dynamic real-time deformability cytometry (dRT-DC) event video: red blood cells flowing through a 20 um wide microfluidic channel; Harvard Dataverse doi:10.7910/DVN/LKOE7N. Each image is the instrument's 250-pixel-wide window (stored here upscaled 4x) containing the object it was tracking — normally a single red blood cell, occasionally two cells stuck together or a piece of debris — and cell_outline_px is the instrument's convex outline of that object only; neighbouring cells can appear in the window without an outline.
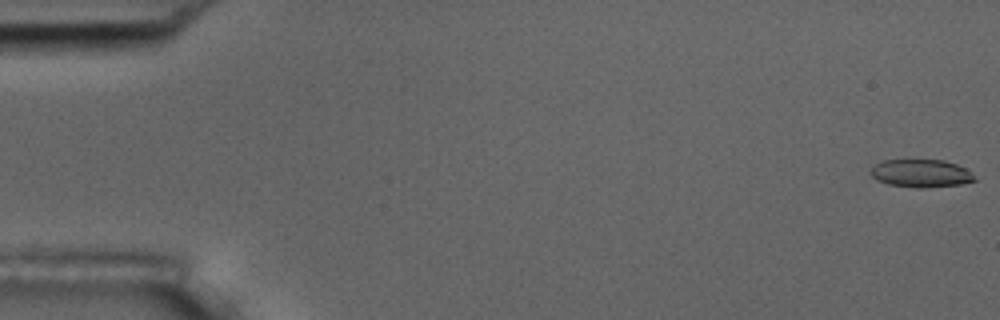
{"species": "common noctule bat (a hibernating species)", "species_latin": "Nyctalus noctula", "temperature_condition": "room temperature", "stored_images_in_passage": 3, "camera_frame_rate_fps": 3000, "um_per_image_px": 0.085, "animal": {"sex": "male", "body_mass_g": 17.5, "forearm_length_mm": 52.3}, "frame": {"image": 1, "passage_image": 1, "time_ms": 0.0, "image_size_px": [1000, 320], "cell_outline_px": [[976, 180], [960, 184], [920, 188], [916, 188], [888, 184], [876, 180], [868, 172], [872, 164], [884, 160], [944, 160], [956, 164], [972, 172]], "centroid_in_image_um": [78.22, 14.73], "position_along_channel_um": 6.8, "area_um2": 16.99}}